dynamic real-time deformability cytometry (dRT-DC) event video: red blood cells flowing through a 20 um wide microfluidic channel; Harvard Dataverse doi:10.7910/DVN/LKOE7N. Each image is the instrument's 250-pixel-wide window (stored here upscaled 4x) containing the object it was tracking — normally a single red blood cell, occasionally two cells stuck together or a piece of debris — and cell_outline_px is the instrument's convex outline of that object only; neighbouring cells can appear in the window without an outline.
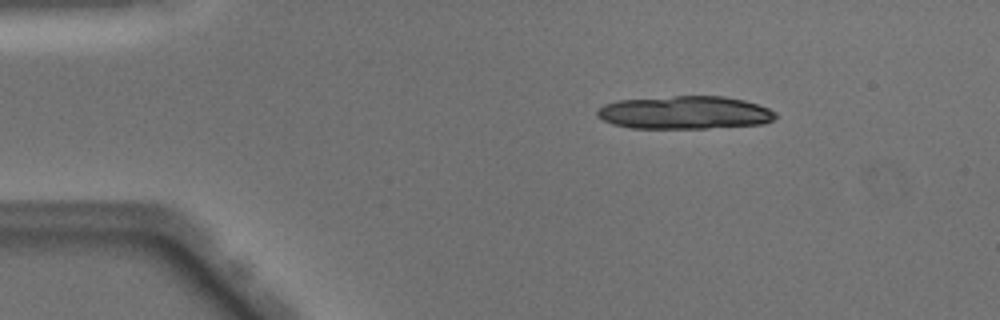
{"species": "Egyptian fruit bat (a non-hibernating species)", "species_latin": "Rousettus aegyptiacus", "temperature_condition": "warm", "stored_images_in_passage": 24, "camera_frame_rate_fps": 3000, "um_per_image_px": 0.085, "animal": {"sex": "male"}, "frame": {"image": 1, "passage_image": 8, "time_ms": 2.333, "image_size_px": [1000, 320], "cell_outline_px": [[776, 116], [772, 120], [764, 124], [704, 128], [628, 128], [612, 124], [596, 116], [596, 112], [604, 104], [616, 100], [672, 96], [724, 96], [744, 100], [768, 108], [776, 112]], "centroid_in_image_um": [58.18, 9.57], "position_along_channel_um": 26.8, "area_um2": 34.45}}